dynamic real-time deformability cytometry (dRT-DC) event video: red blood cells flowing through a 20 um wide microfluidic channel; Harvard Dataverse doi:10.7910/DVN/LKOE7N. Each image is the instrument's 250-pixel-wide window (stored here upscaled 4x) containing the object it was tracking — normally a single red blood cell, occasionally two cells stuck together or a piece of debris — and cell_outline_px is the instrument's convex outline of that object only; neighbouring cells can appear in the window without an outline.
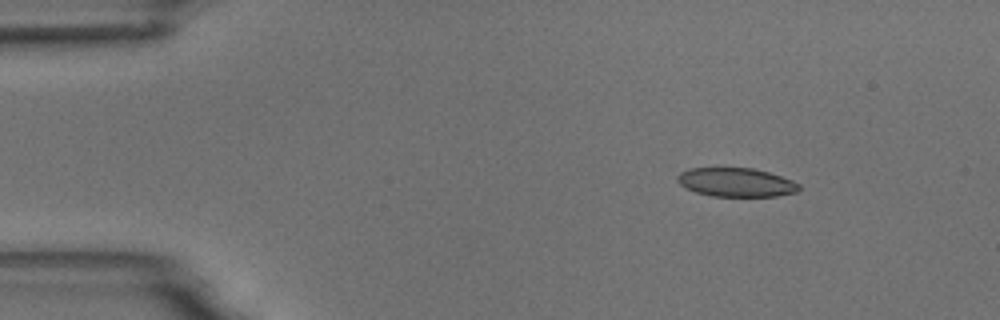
{"species": "common noctule bat (a hibernating species)", "species_latin": "Nyctalus noctula", "temperature_condition": "room temperature", "stored_images_in_passage": 3, "camera_frame_rate_fps": 3000, "um_per_image_px": 0.085, "animal": {"sex": "male", "body_mass_g": 18.8}, "frame": {"image": 1, "passage_image": 1, "time_ms": 0.0, "image_size_px": [1000, 320], "cell_outline_px": [[800, 188], [796, 192], [776, 196], [712, 196], [696, 192], [684, 188], [676, 180], [676, 176], [680, 172], [688, 168], [752, 168], [768, 172], [792, 180], [800, 184]], "centroid_in_image_um": [62.53, 15.49], "position_along_channel_um": 22.5, "area_um2": 20.46}}